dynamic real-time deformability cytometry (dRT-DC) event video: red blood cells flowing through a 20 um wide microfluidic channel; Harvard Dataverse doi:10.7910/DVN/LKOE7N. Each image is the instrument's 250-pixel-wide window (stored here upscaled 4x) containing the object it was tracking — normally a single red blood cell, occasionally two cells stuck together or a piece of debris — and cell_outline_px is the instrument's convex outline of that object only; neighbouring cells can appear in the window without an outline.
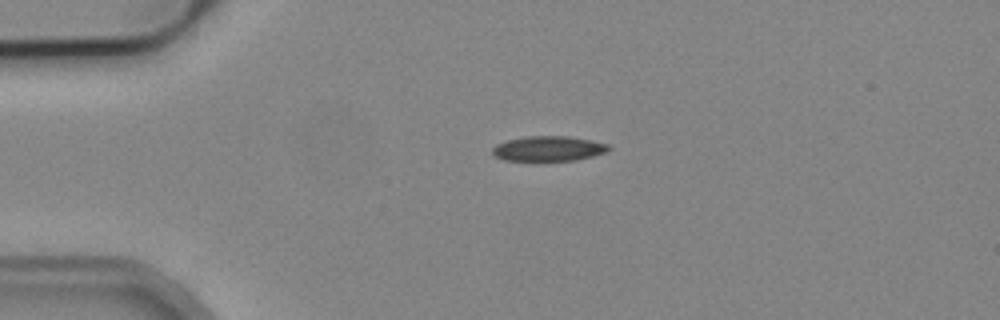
{"species": "common noctule bat (a hibernating species)", "species_latin": "Nyctalus noctula", "temperature_condition": "cold", "stored_images_in_passage": 2, "camera_frame_rate_fps": 3000, "um_per_image_px": 0.085, "animal": {"sex": "male", "body_mass_g": 19.2, "forearm_length_mm": 51.8}, "frame": {"image": 1, "passage_image": 1, "time_ms": 0.0, "image_size_px": [1000, 320], "cell_outline_px": [[612, 148], [608, 152], [576, 160], [504, 160], [496, 156], [492, 152], [492, 148], [496, 144], [508, 140], [524, 136], [568, 136], [592, 140], [608, 144]], "centroid_in_image_um": [46.66, 12.62], "position_along_channel_um": 38.3, "area_um2": 16.94}}